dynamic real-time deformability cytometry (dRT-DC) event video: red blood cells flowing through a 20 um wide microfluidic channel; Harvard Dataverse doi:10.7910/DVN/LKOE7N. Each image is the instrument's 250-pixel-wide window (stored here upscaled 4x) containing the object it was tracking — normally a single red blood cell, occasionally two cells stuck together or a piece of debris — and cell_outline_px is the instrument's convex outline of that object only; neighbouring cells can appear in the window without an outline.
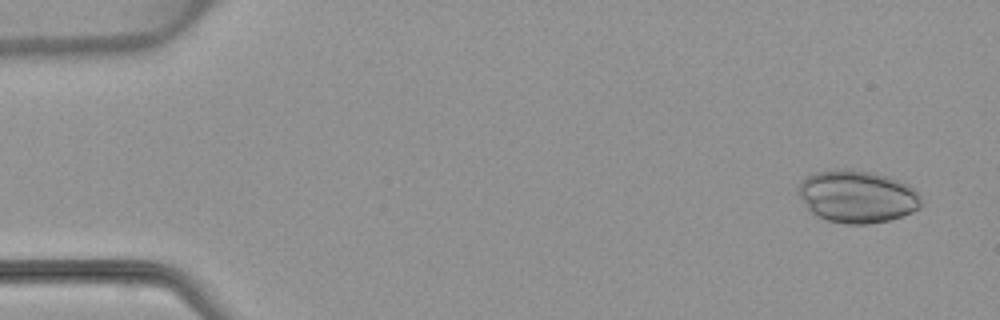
{"species": "common noctule bat (a hibernating species)", "species_latin": "Nyctalus noctula", "temperature_condition": "warm", "stored_images_in_passage": 4, "camera_frame_rate_fps": 3000, "um_per_image_px": 0.085, "animal": {"sex": "female", "body_mass_g": 22.7, "forearm_length_mm": 54.2}, "frame": {"image": 1, "passage_image": 1, "time_ms": 0.0, "image_size_px": [1000, 320], "cell_outline_px": [[920, 208], [912, 212], [888, 220], [868, 224], [848, 224], [828, 220], [816, 216], [808, 212], [796, 192], [796, 188], [800, 180], [804, 176], [816, 172], [836, 168], [852, 168], [872, 172], [888, 176], [908, 184], [920, 192]], "centroid_in_image_um": [72.79, 16.68], "position_along_channel_um": 12.2, "area_um2": 38.38}}